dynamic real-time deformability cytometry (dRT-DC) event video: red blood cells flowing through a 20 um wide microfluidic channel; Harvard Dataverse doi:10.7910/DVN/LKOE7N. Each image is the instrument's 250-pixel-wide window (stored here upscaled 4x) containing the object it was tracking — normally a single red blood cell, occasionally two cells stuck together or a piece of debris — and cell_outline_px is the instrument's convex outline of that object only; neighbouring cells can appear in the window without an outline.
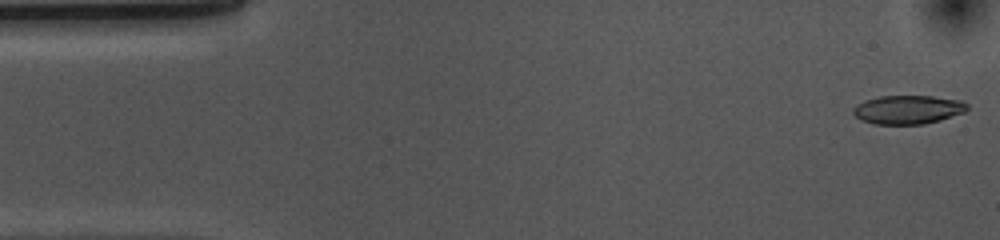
{"species": "common noctule bat (a hibernating species)", "species_latin": "Nyctalus noctula", "temperature_condition": "cold", "stored_images_in_passage": 53, "camera_frame_rate_fps": 3000, "um_per_image_px": 0.085, "animal": {"sex": "female", "body_mass_g": 10.0, "forearm_length_mm": 53.1}, "frame": {"image": 1, "passage_image": 1, "time_ms": 0.0, "image_size_px": [1000, 240], "cell_outline_px": [[968, 108], [964, 112], [940, 120], [924, 124], [872, 124], [860, 120], [852, 112], [852, 108], [856, 104], [864, 100], [880, 96], [932, 96], [960, 100], [968, 104]], "centroid_in_image_um": [77.14, 9.32], "position_along_channel_um": 7.9, "area_um2": 19.19}}
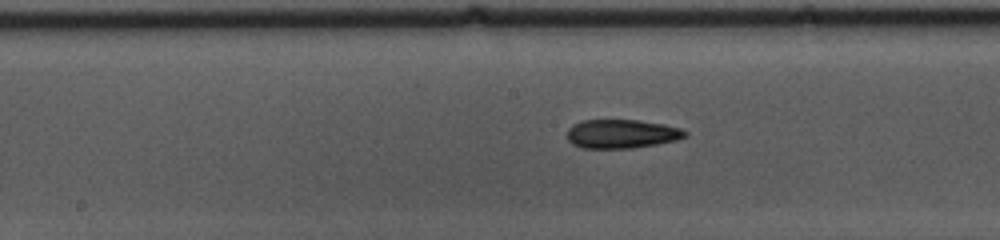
{"frame": {"image": 2, "passage_image": 25, "time_ms": 8.0, "image_size_px": [1000, 240], "cell_outline_px": [[688, 136], [676, 140], [656, 144], [632, 148], [580, 148], [572, 144], [568, 140], [568, 128], [572, 124], [584, 120], [640, 120], [664, 124], [680, 128], [688, 132]], "centroid_in_image_um": [52.84, 11.37], "position_along_channel_um": 195.4, "area_um2": 19.94}}
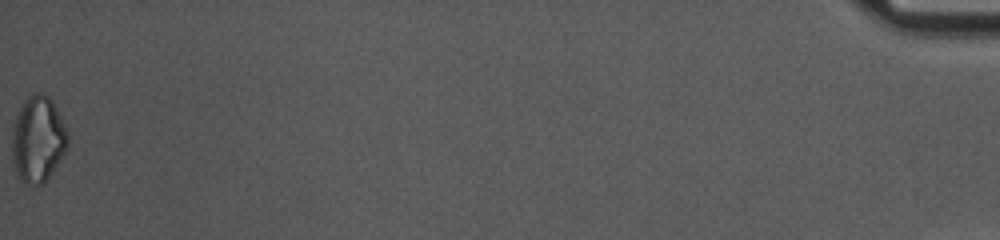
{"frame": {"image": 3, "passage_image": 53, "time_ms": 17.333, "image_size_px": [1000, 240], "cell_outline_px": [[68, 148], [44, 184], [36, 188], [32, 188], [24, 184], [16, 176], [12, 156], [12, 124], [24, 100], [32, 92], [40, 92], [48, 96], [52, 100], [68, 132]], "centroid_in_image_um": [3.21, 11.89], "position_along_channel_um": 432.0, "area_um2": 28.67}, "authors_computed_cell_mechanics": {"area_um2": 19.941, "velocity_mm_per_s": 3.6942, "shape_relaxation_time_tau1_ms": 4.5796, "shape_relaxation_time_tau2_ms": 5.9865, "deformation_change_tau1": 0.1394, "deformation_change_tau2": 0.1491}}